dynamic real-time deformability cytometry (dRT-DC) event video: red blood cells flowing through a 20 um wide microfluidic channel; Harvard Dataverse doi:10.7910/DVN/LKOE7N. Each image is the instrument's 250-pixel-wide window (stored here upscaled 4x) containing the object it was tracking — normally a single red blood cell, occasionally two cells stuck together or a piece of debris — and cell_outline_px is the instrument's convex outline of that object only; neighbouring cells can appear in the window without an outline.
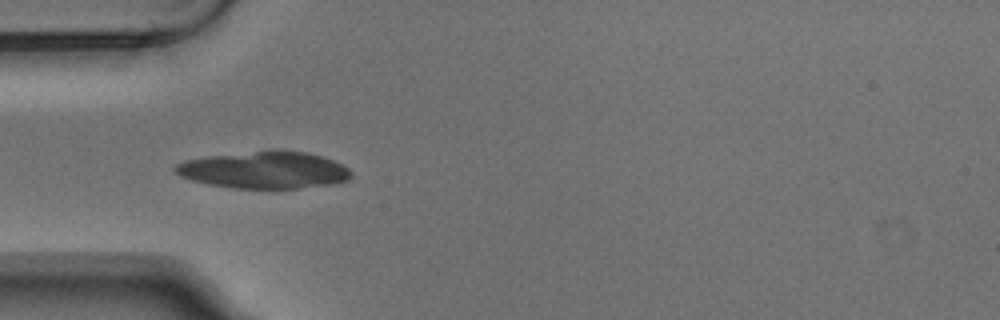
{"species": "Egyptian fruit bat (a non-hibernating species)", "species_latin": "Rousettus aegyptiacus", "temperature_condition": "warm", "stored_images_in_passage": 6, "camera_frame_rate_fps": 3000, "um_per_image_px": 0.085, "animal": {"sex": "male"}, "frame": {"image": 1, "passage_image": 3, "time_ms": 0.667, "image_size_px": [1000, 320], "cell_outline_px": [[352, 176], [348, 180], [332, 184], [300, 188], [232, 188], [208, 184], [192, 180], [180, 176], [172, 168], [176, 164], [184, 160], [208, 156], [272, 148], [276, 148], [304, 152], [324, 156], [348, 168], [352, 172]], "centroid_in_image_um": [22.46, 14.43], "position_along_channel_um": 62.5, "area_um2": 38.49}}
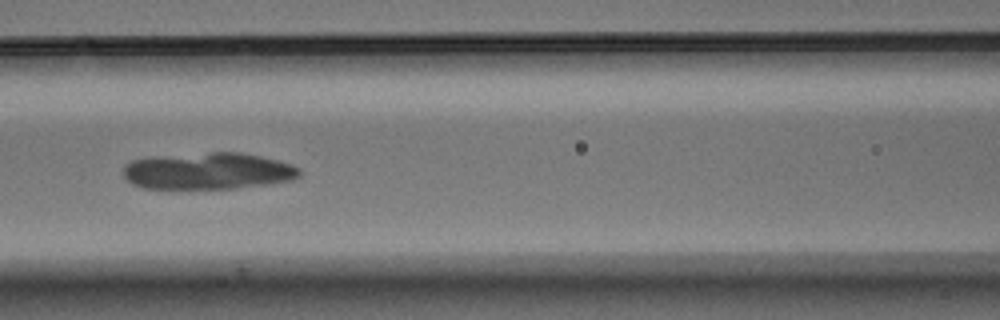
{"frame": {"image": 2, "passage_image": 5, "time_ms": 1.333, "image_size_px": [1000, 320], "cell_outline_px": [[300, 176], [292, 180], [268, 184], [236, 188], [140, 188], [132, 184], [124, 176], [124, 164], [132, 160], [148, 156], [212, 152], [240, 152], [260, 156], [292, 164], [300, 168]], "centroid_in_image_um": [17.67, 14.52], "position_along_channel_um": 148.9, "area_um2": 37.97}}
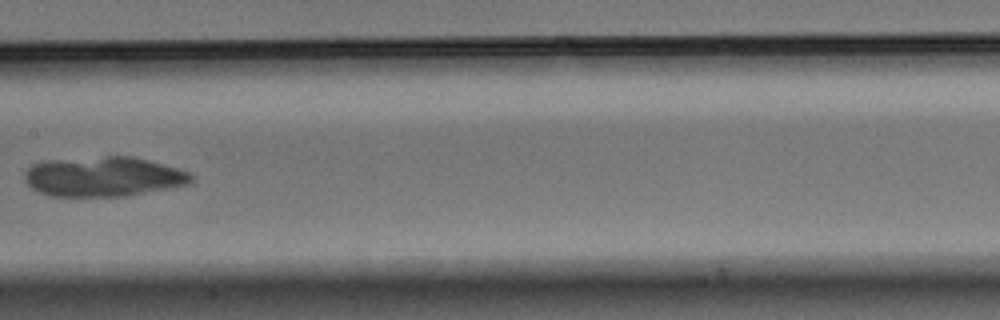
{"frame": {"image": 3, "passage_image": 6, "time_ms": 1.667, "image_size_px": [1000, 320], "cell_outline_px": [[196, 176], [188, 184], [168, 188], [124, 196], [52, 196], [40, 192], [32, 188], [24, 180], [24, 176], [28, 168], [32, 164], [44, 160], [108, 156], [132, 156], [148, 160], [176, 168], [188, 172]], "centroid_in_image_um": [8.77, 15.0], "position_along_channel_um": 198.6, "area_um2": 38.55}}